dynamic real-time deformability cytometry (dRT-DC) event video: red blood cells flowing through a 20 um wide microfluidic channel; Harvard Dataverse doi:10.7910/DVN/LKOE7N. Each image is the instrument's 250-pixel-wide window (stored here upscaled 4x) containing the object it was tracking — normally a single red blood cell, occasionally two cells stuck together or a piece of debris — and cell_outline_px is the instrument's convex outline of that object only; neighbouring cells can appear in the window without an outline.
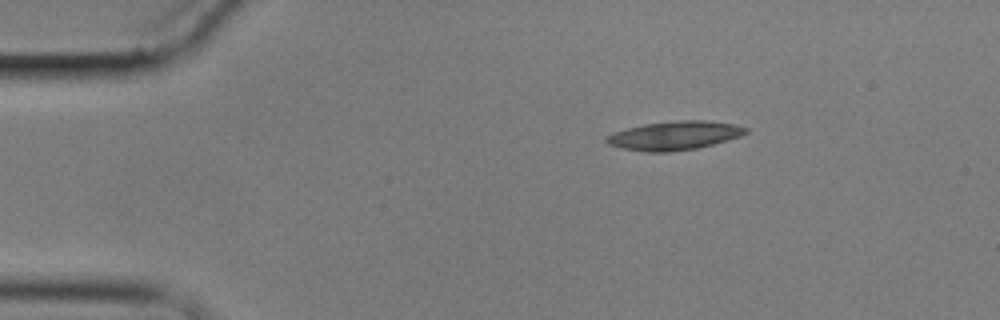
{"species": "common noctule bat (a hibernating species)", "species_latin": "Nyctalus noctula", "temperature_condition": "cold", "stored_images_in_passage": 4, "camera_frame_rate_fps": 3000, "um_per_image_px": 0.085, "animal": {"sex": "male", "body_mass_g": 17.9}, "frame": {"image": 1, "passage_image": 1, "time_ms": 0.0, "image_size_px": [1000, 320], "cell_outline_px": [[748, 132], [740, 136], [728, 140], [696, 148], [668, 152], [644, 152], [624, 148], [608, 144], [604, 140], [604, 136], [612, 132], [644, 124], [676, 120], [704, 120], [736, 124], [748, 128]], "centroid_in_image_um": [57.31, 11.51], "position_along_channel_um": 27.7, "area_um2": 23.41}}
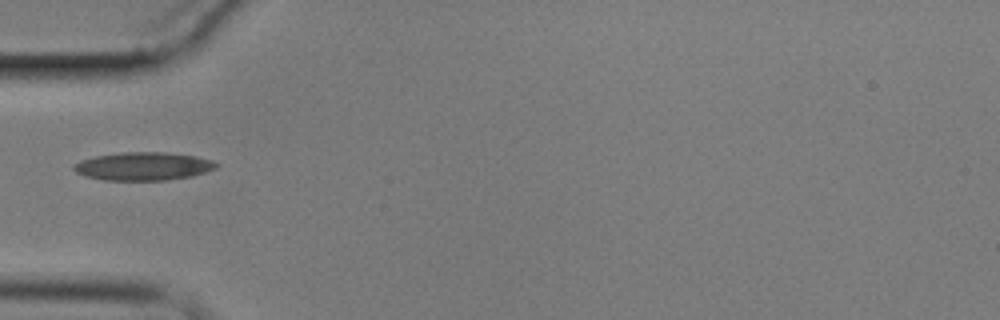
{"frame": {"image": 2, "passage_image": 3, "time_ms": 3.0, "image_size_px": [1000, 320], "cell_outline_px": [[220, 164], [216, 168], [192, 176], [164, 180], [104, 180], [88, 176], [76, 172], [72, 168], [72, 164], [80, 160], [96, 156], [124, 152], [164, 152], [196, 156], [212, 160]], "centroid_in_image_um": [12.18, 14.12], "position_along_channel_um": 72.8, "area_um2": 23.29}}
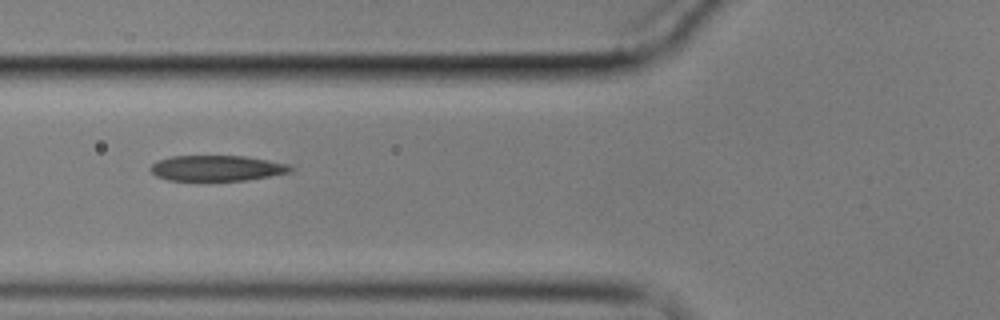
{"frame": {"image": 3, "passage_image": 4, "time_ms": 4.0, "image_size_px": [1000, 320], "cell_outline_px": [[296, 168], [292, 172], [244, 180], [168, 180], [156, 176], [148, 168], [156, 160], [172, 156], [244, 156], [292, 164]], "centroid_in_image_um": [18.46, 14.28], "position_along_channel_um": 107.3, "area_um2": 20.98}}